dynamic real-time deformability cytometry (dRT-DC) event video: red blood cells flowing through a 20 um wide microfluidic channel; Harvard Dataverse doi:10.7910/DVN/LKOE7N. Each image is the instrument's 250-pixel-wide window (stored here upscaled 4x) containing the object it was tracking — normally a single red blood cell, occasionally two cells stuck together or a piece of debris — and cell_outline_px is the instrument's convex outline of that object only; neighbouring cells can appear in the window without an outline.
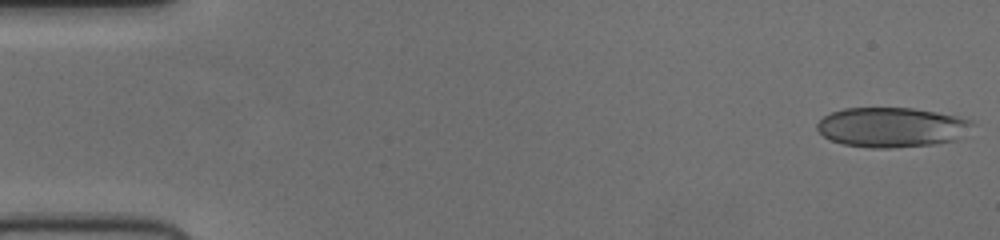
{"species": "human", "species_latin": "Homo sapiens", "temperature_condition": "cold", "stored_images_in_passage": 51, "camera_frame_rate_fps": 3000, "um_per_image_px": 0.085, "donor": {"sex": "female"}, "frame": {"image": 1, "passage_image": 1, "time_ms": 0.0, "image_size_px": [1000, 240], "cell_outline_px": [[976, 124], [956, 140], [936, 144], [892, 148], [872, 148], [844, 144], [832, 140], [824, 136], [816, 128], [816, 124], [824, 116], [832, 112], [844, 108], [912, 108], [936, 112], [956, 116], [972, 120]], "centroid_in_image_um": [75.81, 10.82], "position_along_channel_um": 9.2, "area_um2": 36.01}}
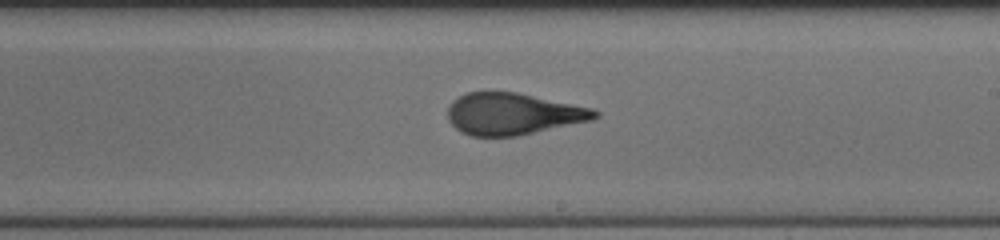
{"frame": {"image": 2, "passage_image": 30, "time_ms": 9.667, "image_size_px": [1000, 240], "cell_outline_px": [[600, 116], [592, 120], [516, 136], [472, 136], [460, 132], [448, 120], [448, 108], [452, 100], [468, 92], [516, 92], [592, 108], [600, 112]], "centroid_in_image_um": [43.59, 9.68], "position_along_channel_um": 245.4, "area_um2": 35.6}}
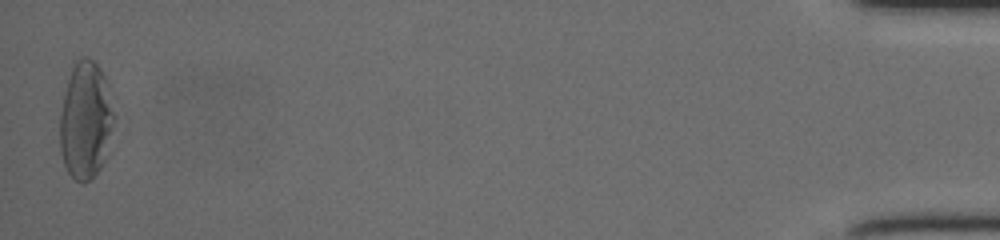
{"frame": {"image": 3, "passage_image": 51, "time_ms": 16.667, "image_size_px": [1000, 240], "cell_outline_px": [[116, 116], [108, 156], [100, 168], [84, 184], [76, 180], [68, 172], [64, 164], [60, 152], [60, 116], [64, 92], [72, 60], [80, 56], [84, 56], [92, 60], [100, 68], [108, 84]], "centroid_in_image_um": [7.3, 10.19], "position_along_channel_um": 427.9, "area_um2": 38.09}}